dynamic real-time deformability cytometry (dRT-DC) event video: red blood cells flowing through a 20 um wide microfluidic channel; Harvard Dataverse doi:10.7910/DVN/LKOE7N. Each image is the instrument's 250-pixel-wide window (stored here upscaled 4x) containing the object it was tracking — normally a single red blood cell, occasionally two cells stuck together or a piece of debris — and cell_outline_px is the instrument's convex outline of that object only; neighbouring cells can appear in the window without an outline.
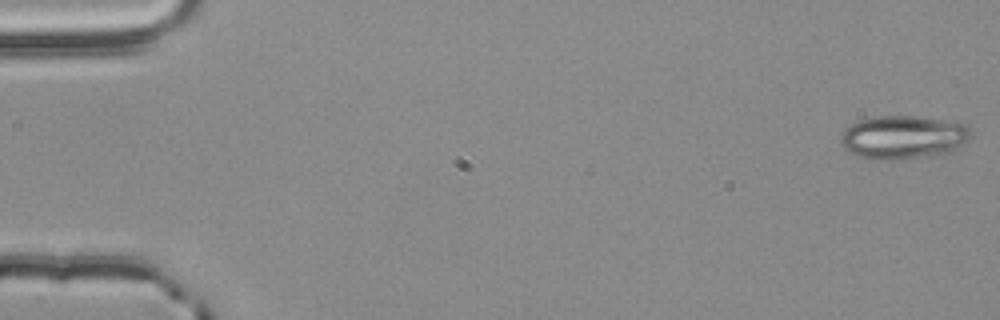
{"species": "common noctule bat (a hibernating species)", "species_latin": "Nyctalus noctula", "temperature_condition": "room temperature", "stored_images_in_passage": 55, "camera_frame_rate_fps": 3000, "um_per_image_px": 0.085, "animal": {"sex": "male", "body_mass_g": 20.4}, "frame": {"image": 1, "passage_image": 1, "time_ms": 0.0, "image_size_px": [1000, 320], "cell_outline_px": [[972, 136], [964, 144], [952, 152], [936, 156], [892, 160], [872, 160], [856, 156], [848, 152], [844, 148], [840, 140], [840, 136], [844, 128], [860, 120], [880, 116], [916, 116], [968, 124]], "centroid_in_image_um": [76.79, 11.69], "position_along_channel_um": 8.2, "area_um2": 33.52}}
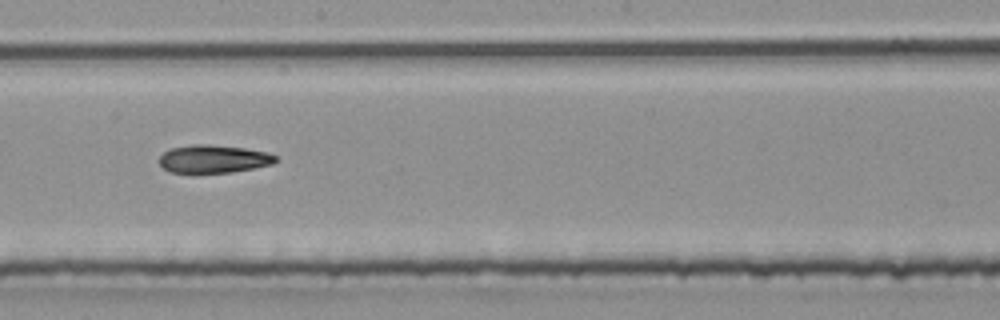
{"frame": {"image": 2, "passage_image": 31, "time_ms": 10.0, "image_size_px": [1000, 320], "cell_outline_px": [[280, 160], [272, 164], [232, 172], [172, 172], [164, 168], [160, 164], [160, 156], [164, 152], [172, 148], [192, 144], [208, 144], [244, 148], [268, 152], [276, 156]], "centroid_in_image_um": [18.19, 13.49], "position_along_channel_um": 230.0, "area_um2": 18.79}}
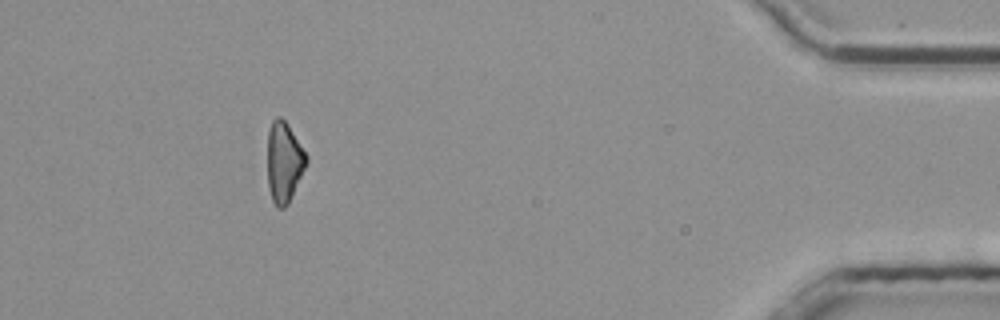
{"frame": {"image": 3, "passage_image": 50, "time_ms": 16.333, "image_size_px": [1000, 320], "cell_outline_px": [[308, 160], [288, 204], [284, 208], [276, 208], [272, 200], [268, 188], [268, 132], [272, 120], [276, 116], [280, 116], [288, 124], [308, 156]], "centroid_in_image_um": [24.13, 13.77], "position_along_channel_um": 411.1, "area_um2": 18.21}, "authors_computed_cell_mechanics": {"area_um2": 19.8254, "velocity_mm_per_s": 3.8419, "shape_relaxation_time_tau1_ms": null, "shape_relaxation_time_tau2_ms": 5.465, "deformation_change_tau1": null, "deformation_change_tau2": 0.1576}}